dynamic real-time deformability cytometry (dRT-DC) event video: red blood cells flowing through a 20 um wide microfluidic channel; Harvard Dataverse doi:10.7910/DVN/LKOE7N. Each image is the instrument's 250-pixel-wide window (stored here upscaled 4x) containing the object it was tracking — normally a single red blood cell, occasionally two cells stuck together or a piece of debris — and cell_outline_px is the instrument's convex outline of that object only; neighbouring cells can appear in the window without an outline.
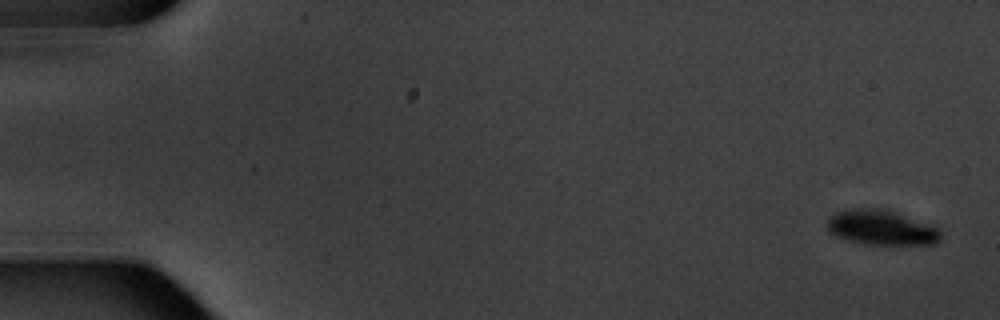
{"species": "common noctule bat (a hibernating species)", "species_latin": "Nyctalus noctula", "temperature_condition": "warm", "stored_images_in_passage": 9, "camera_frame_rate_fps": 3000, "um_per_image_px": 0.085, "animal": {"sex": "male", "body_mass_g": 20.1, "forearm_length_mm": 53.5}, "frame": {"image": 1, "passage_image": 1, "time_ms": 0.0, "image_size_px": [1000, 320], "cell_outline_px": [[940, 240], [936, 244], [864, 244], [848, 240], [836, 236], [828, 232], [828, 220], [836, 212], [848, 208], [884, 208], [932, 224], [940, 232]], "centroid_in_image_um": [74.92, 19.33], "position_along_channel_um": 10.1, "area_um2": 23.18}}
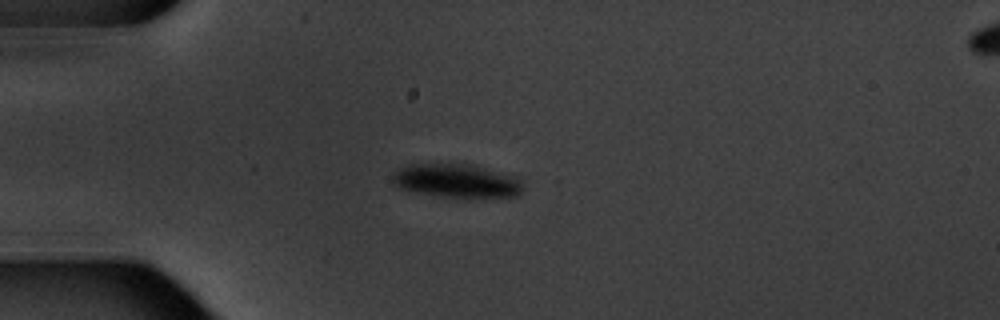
{"frame": {"image": 2, "passage_image": 4, "time_ms": 4.667, "image_size_px": [1000, 320], "cell_outline_px": [[524, 188], [516, 196], [472, 200], [440, 196], [400, 188], [392, 184], [392, 172], [408, 164], [476, 164], [520, 180]], "centroid_in_image_um": [38.81, 15.4], "position_along_channel_um": 46.2, "area_um2": 26.07}}